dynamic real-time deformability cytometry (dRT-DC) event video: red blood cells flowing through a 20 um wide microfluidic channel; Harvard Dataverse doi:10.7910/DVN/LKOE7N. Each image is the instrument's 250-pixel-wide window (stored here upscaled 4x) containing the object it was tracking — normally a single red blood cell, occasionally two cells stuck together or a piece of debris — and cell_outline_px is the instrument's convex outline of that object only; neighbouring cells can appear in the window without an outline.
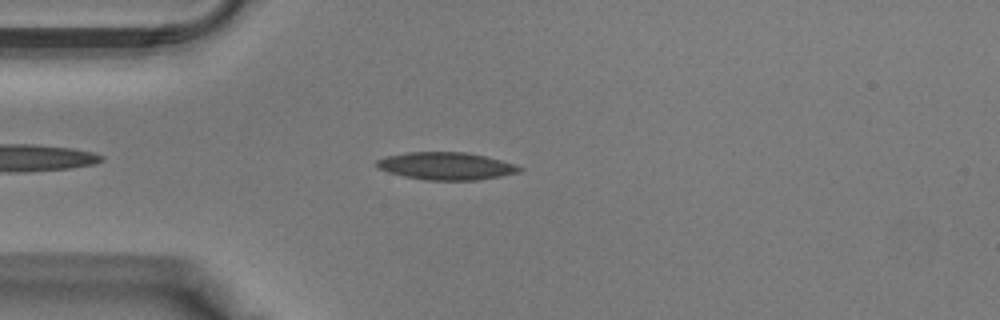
{"species": "Egyptian fruit bat (a non-hibernating species)", "species_latin": "Rousettus aegyptiacus", "temperature_condition": "warm", "stored_images_in_passage": 32, "camera_frame_rate_fps": 3000, "um_per_image_px": 0.085, "animal": {"sex": "male"}, "frame": {"image": 1, "passage_image": 4, "time_ms": 1.0, "image_size_px": [1000, 320], "cell_outline_px": [[524, 168], [516, 172], [500, 176], [480, 180], [424, 180], [404, 176], [388, 172], [380, 168], [376, 164], [376, 160], [388, 156], [404, 152], [464, 152], [484, 156], [500, 160]], "centroid_in_image_um": [37.88, 14.11], "position_along_channel_um": 47.1, "area_um2": 22.6}}
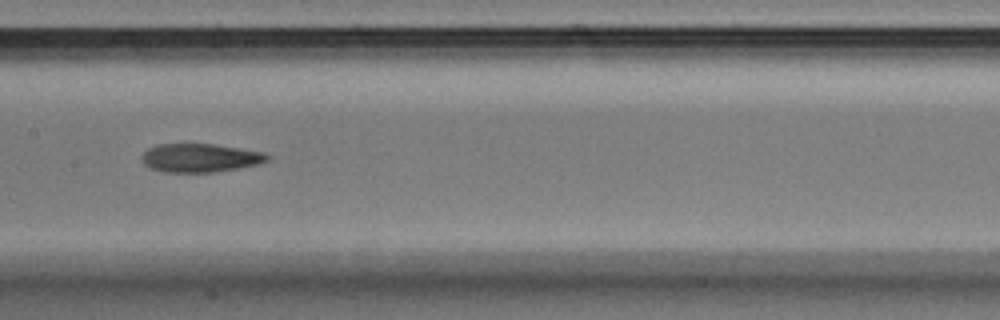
{"frame": {"image": 2, "passage_image": 13, "time_ms": 4.0, "image_size_px": [1000, 320], "cell_outline_px": [[272, 156], [268, 160], [260, 164], [240, 168], [216, 172], [164, 172], [152, 168], [144, 164], [144, 152], [148, 148], [160, 144], [212, 144], [264, 152]], "centroid_in_image_um": [17.08, 13.42], "position_along_channel_um": 190.3, "area_um2": 20.75}}
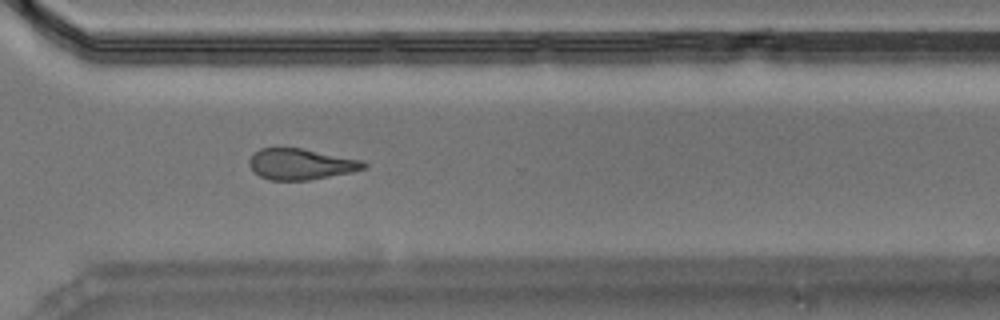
{"frame": {"image": 3, "passage_image": 22, "time_ms": 7.0, "image_size_px": [1000, 320], "cell_outline_px": [[368, 164], [364, 168], [352, 172], [308, 180], [268, 180], [260, 176], [248, 164], [248, 160], [260, 148], [300, 148], [364, 160]], "centroid_in_image_um": [25.59, 13.95], "position_along_channel_um": 345.0, "area_um2": 20.52}}